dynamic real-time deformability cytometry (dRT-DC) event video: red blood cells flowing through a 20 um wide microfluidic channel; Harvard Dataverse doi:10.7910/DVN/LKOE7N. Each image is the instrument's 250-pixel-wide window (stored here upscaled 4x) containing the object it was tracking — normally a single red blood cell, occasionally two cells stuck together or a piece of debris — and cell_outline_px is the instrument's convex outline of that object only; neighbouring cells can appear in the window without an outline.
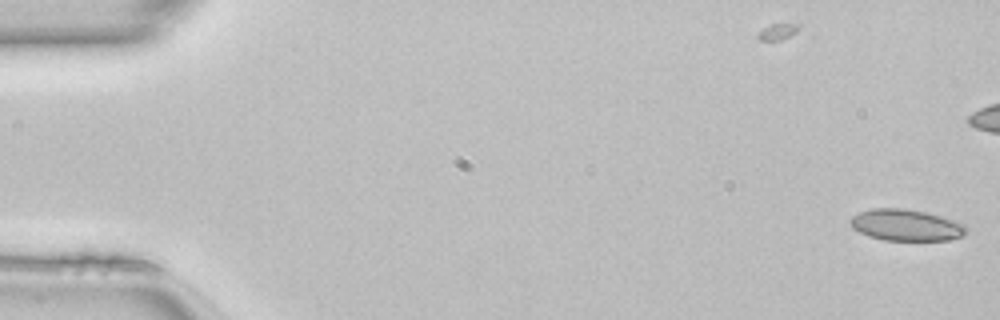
{"species": "common noctule bat (a hibernating species)", "species_latin": "Nyctalus noctula", "temperature_condition": "room temperature", "stored_images_in_passage": 3, "camera_frame_rate_fps": 3000, "um_per_image_px": 0.085, "animal": {"sex": "female", "body_mass_g": 22.7, "forearm_length_mm": 54.2}, "frame": {"image": 1, "passage_image": 3, "time_ms": 0.667, "image_size_px": [1000, 320], "cell_outline_px": [[968, 232], [964, 236], [948, 240], [884, 240], [868, 236], [852, 228], [848, 220], [852, 216], [860, 212], [872, 208], [904, 208], [924, 212], [940, 216], [964, 224], [968, 228]], "centroid_in_image_um": [77.01, 19.14], "position_along_channel_um": 8.0, "area_um2": 21.33}}